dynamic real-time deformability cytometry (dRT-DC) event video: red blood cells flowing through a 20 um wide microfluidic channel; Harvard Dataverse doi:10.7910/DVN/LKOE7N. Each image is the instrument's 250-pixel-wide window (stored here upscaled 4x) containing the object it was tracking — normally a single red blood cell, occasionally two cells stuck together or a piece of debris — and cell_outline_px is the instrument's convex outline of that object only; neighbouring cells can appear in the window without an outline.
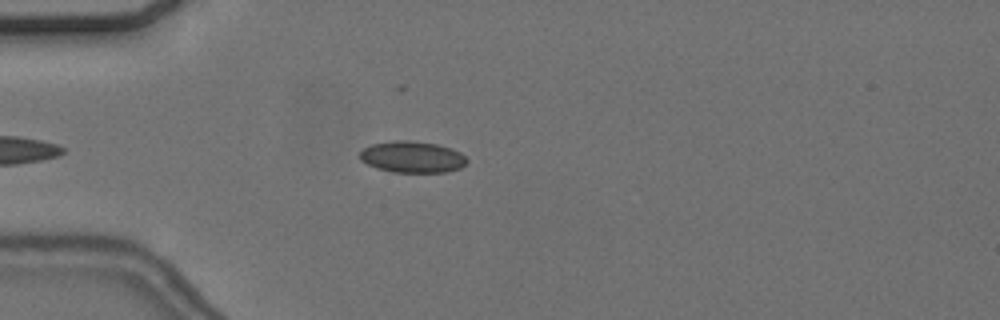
{"species": "common noctule bat (a hibernating species)", "species_latin": "Nyctalus noctula", "temperature_condition": "cold", "stored_images_in_passage": 41, "camera_frame_rate_fps": 3000, "um_per_image_px": 0.085, "animal": {"sex": "female", "body_mass_g": 24.6, "forearm_length_mm": 56.2}, "frame": {"image": 1, "passage_image": 3, "time_ms": 0.667, "image_size_px": [1000, 320], "cell_outline_px": [[468, 160], [460, 168], [444, 172], [392, 172], [376, 168], [360, 160], [360, 152], [364, 148], [372, 144], [396, 140], [408, 140], [436, 144], [452, 148], [460, 152]], "centroid_in_image_um": [35.03, 13.34], "position_along_channel_um": 50.0, "area_um2": 19.54}}
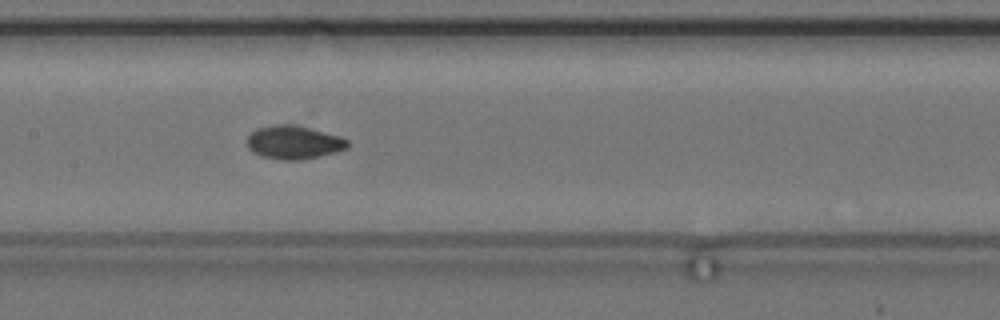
{"frame": {"image": 2, "passage_image": 15, "time_ms": 4.667, "image_size_px": [1000, 320], "cell_outline_px": [[348, 148], [336, 152], [320, 156], [296, 160], [284, 160], [260, 156], [252, 152], [248, 148], [248, 136], [256, 128], [272, 124], [288, 124], [308, 128], [340, 136], [348, 140]], "centroid_in_image_um": [24.95, 12.1], "position_along_channel_um": 182.4, "area_um2": 19.48}}
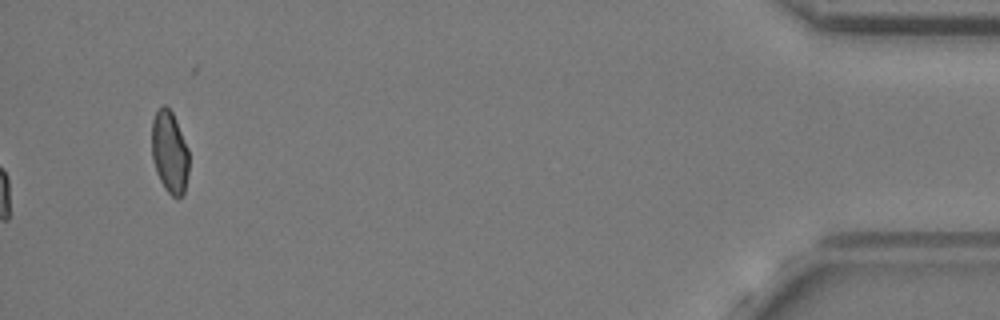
{"frame": {"image": 3, "passage_image": 41, "time_ms": 13.333, "image_size_px": [1000, 320], "cell_outline_px": [[188, 172], [184, 192], [180, 196], [172, 196], [164, 188], [156, 172], [152, 160], [152, 120], [160, 104], [164, 104], [172, 112], [176, 120], [188, 148]], "centroid_in_image_um": [14.4, 12.9], "position_along_channel_um": 420.8, "area_um2": 17.8}}